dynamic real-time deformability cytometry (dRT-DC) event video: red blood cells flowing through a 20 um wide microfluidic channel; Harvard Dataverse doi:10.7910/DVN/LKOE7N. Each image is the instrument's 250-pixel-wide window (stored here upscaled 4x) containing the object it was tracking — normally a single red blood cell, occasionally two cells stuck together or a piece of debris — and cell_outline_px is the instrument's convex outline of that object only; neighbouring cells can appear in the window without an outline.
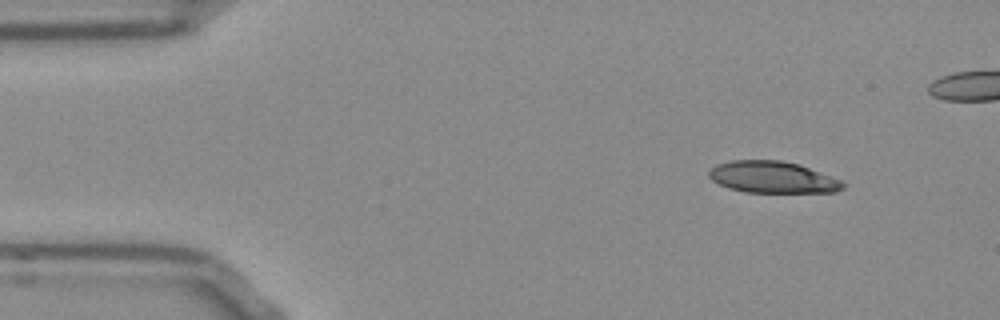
{"species": "Egyptian fruit bat (a non-hibernating species)", "species_latin": "Rousettus aegyptiacus", "temperature_condition": "room temperature", "stored_images_in_passage": 42, "camera_frame_rate_fps": 3000, "um_per_image_px": 0.085, "frame": {"image": 1, "passage_image": 1, "time_ms": 0.0, "image_size_px": [1000, 320], "cell_outline_px": [[844, 188], [836, 192], [744, 192], [728, 188], [712, 180], [708, 176], [708, 172], [716, 164], [732, 160], [780, 160], [800, 164], [840, 180], [844, 184]], "centroid_in_image_um": [65.65, 15.06], "position_along_channel_um": 19.4, "area_um2": 24.68}}
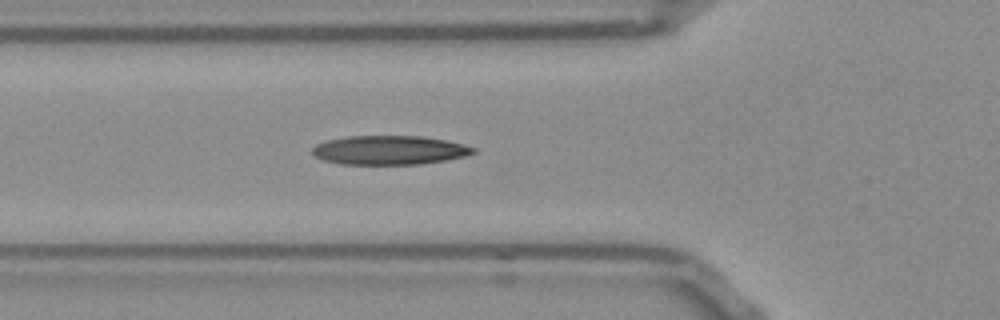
{"frame": {"image": 2, "passage_image": 13, "time_ms": 4.0, "image_size_px": [1000, 320], "cell_outline_px": [[476, 152], [464, 156], [444, 160], [420, 164], [340, 164], [324, 160], [316, 156], [312, 152], [312, 148], [316, 144], [328, 140], [348, 136], [420, 136], [444, 140], [464, 144], [476, 148]], "centroid_in_image_um": [33.1, 12.76], "position_along_channel_um": 92.7, "area_um2": 27.05}}
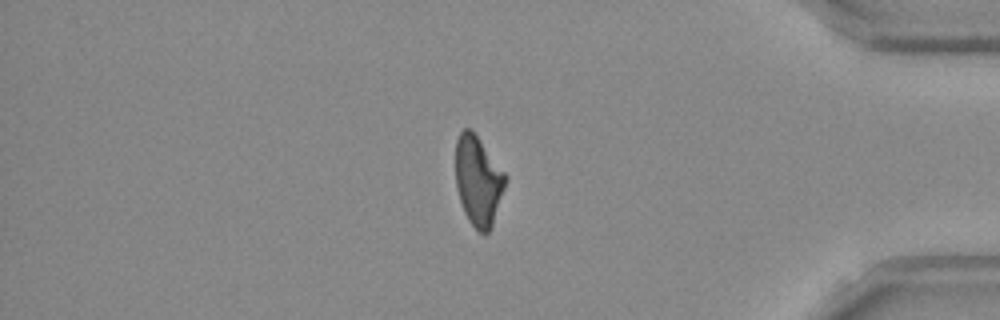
{"frame": {"image": 3, "passage_image": 39, "time_ms": 12.667, "image_size_px": [1000, 320], "cell_outline_px": [[508, 176], [492, 224], [488, 232], [480, 232], [468, 220], [464, 212], [460, 200], [456, 184], [456, 140], [460, 132], [464, 128], [472, 128]], "centroid_in_image_um": [40.64, 15.3], "position_along_channel_um": 394.6, "area_um2": 25.84}, "authors_computed_cell_mechanics": {"area_um2": 26.5302, "velocity_mm_per_s": 3.8609, "shape_relaxation_time_tau1_ms": 9.195, "shape_relaxation_time_tau2_ms": 3.8122, "deformation_change_tau1": 0.2376, "deformation_change_tau2": 0.1421}}